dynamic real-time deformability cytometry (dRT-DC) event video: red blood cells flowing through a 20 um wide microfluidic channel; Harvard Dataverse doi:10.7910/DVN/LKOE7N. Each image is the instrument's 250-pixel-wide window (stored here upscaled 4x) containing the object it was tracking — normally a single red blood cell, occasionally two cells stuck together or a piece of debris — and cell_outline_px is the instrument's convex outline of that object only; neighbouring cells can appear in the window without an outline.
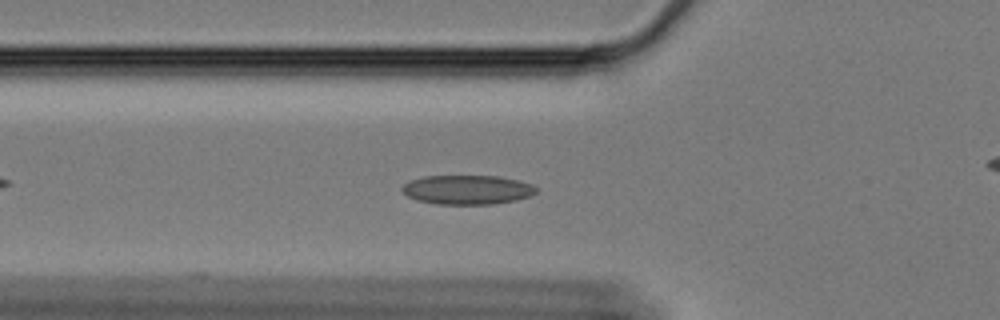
{"species": "Egyptian fruit bat (a non-hibernating species)", "species_latin": "Rousettus aegyptiacus", "temperature_condition": "cold", "stored_images_in_passage": 46, "camera_frame_rate_fps": 3000, "um_per_image_px": 0.085, "animal": {"sex": "female"}, "frame": {"image": 1, "passage_image": 6, "time_ms": 1.667, "image_size_px": [1000, 320], "cell_outline_px": [[536, 192], [532, 196], [516, 200], [492, 204], [436, 204], [416, 200], [408, 196], [400, 188], [408, 180], [424, 176], [500, 176], [520, 180], [532, 184], [536, 188]], "centroid_in_image_um": [39.72, 16.12], "position_along_channel_um": 86.1, "area_um2": 23.06}}
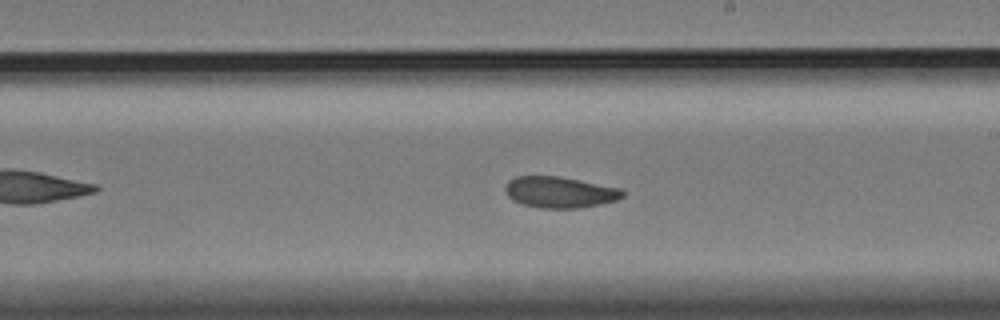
{"frame": {"image": 2, "passage_image": 20, "time_ms": 6.333, "image_size_px": [1000, 320], "cell_outline_px": [[624, 196], [616, 200], [600, 204], [580, 208], [540, 208], [520, 204], [512, 200], [508, 196], [504, 188], [508, 180], [516, 176], [560, 176], [620, 188], [624, 192]], "centroid_in_image_um": [47.55, 16.34], "position_along_channel_um": 241.5, "area_um2": 21.44}}
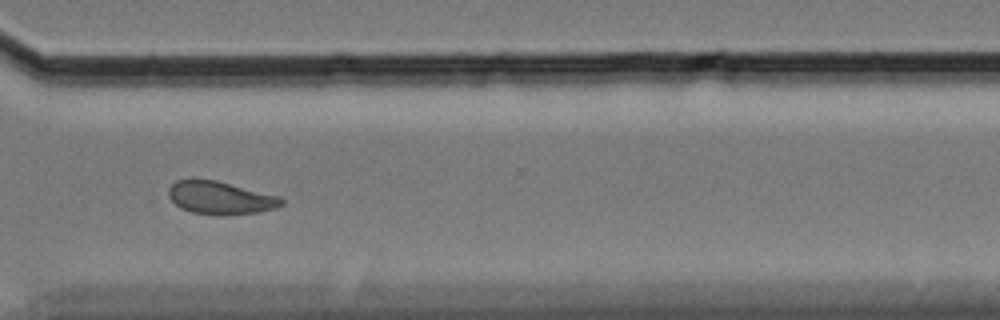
{"frame": {"image": 3, "passage_image": 30, "time_ms": 9.667, "image_size_px": [1000, 320], "cell_outline_px": [[284, 204], [276, 208], [260, 212], [192, 212], [180, 208], [168, 196], [168, 188], [176, 180], [192, 176], [216, 180], [280, 196], [284, 200]], "centroid_in_image_um": [18.69, 16.73], "position_along_channel_um": 351.9, "area_um2": 21.33}, "authors_computed_cell_mechanics": {"area_um2": 22.1374, "velocity_mm_per_s": 3.3117, "shape_relaxation_time_tau1_ms": null, "shape_relaxation_time_tau2_ms": 5.4679, "deformation_change_tau1": null, "deformation_change_tau2": 0.0979}}